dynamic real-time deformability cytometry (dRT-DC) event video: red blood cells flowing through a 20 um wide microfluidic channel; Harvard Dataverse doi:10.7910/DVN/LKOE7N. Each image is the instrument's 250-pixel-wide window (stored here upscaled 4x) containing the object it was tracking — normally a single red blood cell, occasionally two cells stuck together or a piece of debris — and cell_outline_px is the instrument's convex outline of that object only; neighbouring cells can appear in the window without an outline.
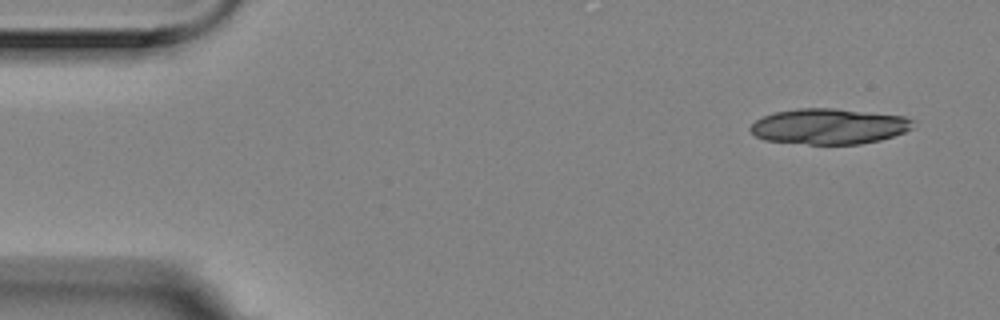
{"species": "Egyptian fruit bat (a non-hibernating species)", "species_latin": "Rousettus aegyptiacus", "temperature_condition": "room temperature", "stored_images_in_passage": 3, "camera_frame_rate_fps": 3000, "um_per_image_px": 0.085, "animal": {"sex": "female"}, "frame": {"image": 1, "passage_image": 1, "time_ms": 0.0, "image_size_px": [1000, 320], "cell_outline_px": [[912, 128], [904, 132], [880, 140], [860, 144], [808, 144], [764, 140], [756, 136], [748, 128], [756, 120], [764, 116], [776, 112], [796, 108], [832, 108], [904, 116], [912, 120]], "centroid_in_image_um": [70.44, 10.74], "position_along_channel_um": 14.6, "area_um2": 33.52}}